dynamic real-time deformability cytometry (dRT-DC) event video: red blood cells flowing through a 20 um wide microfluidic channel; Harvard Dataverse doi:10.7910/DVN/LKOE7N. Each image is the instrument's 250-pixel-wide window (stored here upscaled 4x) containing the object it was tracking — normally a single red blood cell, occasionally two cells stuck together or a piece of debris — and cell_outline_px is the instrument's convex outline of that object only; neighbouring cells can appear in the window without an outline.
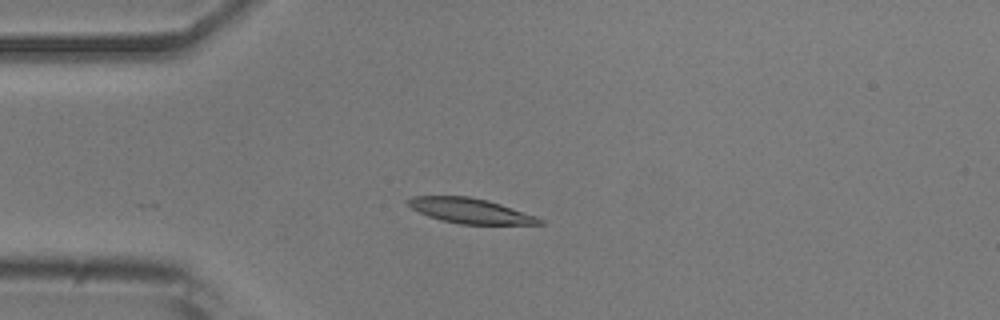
{"species": "common noctule bat (a hibernating species)", "species_latin": "Nyctalus noctula", "temperature_condition": "room temperature", "stored_images_in_passage": 22, "camera_frame_rate_fps": 3000, "um_per_image_px": 0.085, "animal": {"sex": "male", "body_mass_g": 20.5, "forearm_length_mm": 52.5}, "frame": {"image": 1, "passage_image": 1, "time_ms": 0.0, "image_size_px": [1000, 320], "cell_outline_px": [[544, 224], [460, 224], [440, 220], [428, 216], [412, 208], [404, 200], [412, 196], [468, 196], [488, 200], [536, 216], [544, 220]], "centroid_in_image_um": [39.95, 17.91], "position_along_channel_um": 45.1, "area_um2": 19.13}}
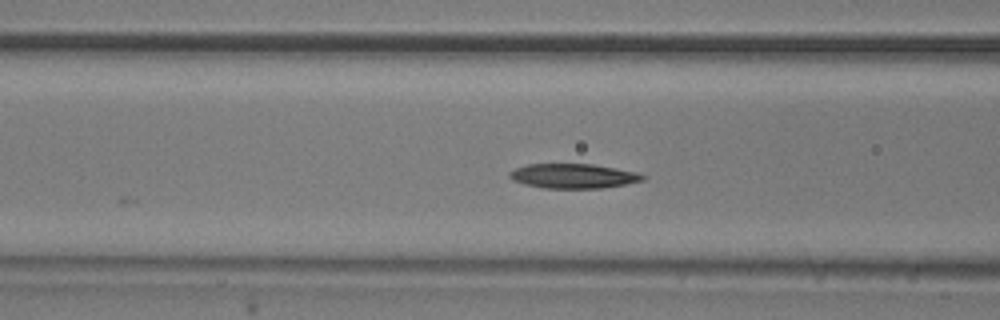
{"frame": {"image": 2, "passage_image": 8, "time_ms": 2.333, "image_size_px": [1000, 320], "cell_outline_px": [[644, 180], [624, 184], [600, 188], [544, 188], [524, 184], [512, 180], [508, 176], [508, 172], [516, 168], [528, 164], [592, 164], [636, 172], [644, 176]], "centroid_in_image_um": [48.67, 14.96], "position_along_channel_um": 117.9, "area_um2": 18.9}}
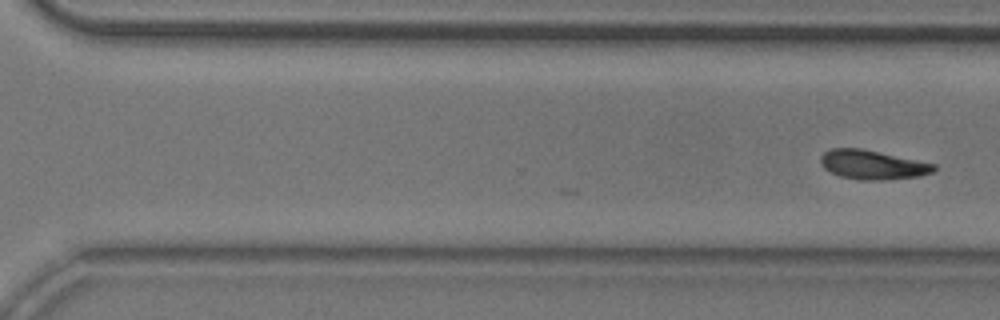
{"frame": {"image": 3, "passage_image": 22, "time_ms": 7.0, "image_size_px": [1000, 320], "cell_outline_px": [[936, 168], [932, 172], [920, 176], [884, 180], [860, 180], [840, 176], [824, 168], [820, 164], [820, 156], [824, 152], [832, 148], [860, 148], [936, 164]], "centroid_in_image_um": [74.15, 14.0], "position_along_channel_um": 296.5, "area_um2": 19.19}}